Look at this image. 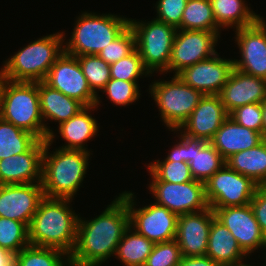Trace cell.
<instances>
[{
    "label": "cell",
    "instance_id": "obj_28",
    "mask_svg": "<svg viewBox=\"0 0 266 266\" xmlns=\"http://www.w3.org/2000/svg\"><path fill=\"white\" fill-rule=\"evenodd\" d=\"M216 23L222 28L234 29L253 25L260 19L246 5L245 0H210ZM225 26V27H224Z\"/></svg>",
    "mask_w": 266,
    "mask_h": 266
},
{
    "label": "cell",
    "instance_id": "obj_19",
    "mask_svg": "<svg viewBox=\"0 0 266 266\" xmlns=\"http://www.w3.org/2000/svg\"><path fill=\"white\" fill-rule=\"evenodd\" d=\"M214 211L209 207L195 213L178 216L175 240L182 256H206Z\"/></svg>",
    "mask_w": 266,
    "mask_h": 266
},
{
    "label": "cell",
    "instance_id": "obj_31",
    "mask_svg": "<svg viewBox=\"0 0 266 266\" xmlns=\"http://www.w3.org/2000/svg\"><path fill=\"white\" fill-rule=\"evenodd\" d=\"M38 138L0 117V159L26 152Z\"/></svg>",
    "mask_w": 266,
    "mask_h": 266
},
{
    "label": "cell",
    "instance_id": "obj_10",
    "mask_svg": "<svg viewBox=\"0 0 266 266\" xmlns=\"http://www.w3.org/2000/svg\"><path fill=\"white\" fill-rule=\"evenodd\" d=\"M204 186L213 211L250 204L258 187L252 179L234 171L226 163L204 182Z\"/></svg>",
    "mask_w": 266,
    "mask_h": 266
},
{
    "label": "cell",
    "instance_id": "obj_7",
    "mask_svg": "<svg viewBox=\"0 0 266 266\" xmlns=\"http://www.w3.org/2000/svg\"><path fill=\"white\" fill-rule=\"evenodd\" d=\"M173 76L172 80H155L149 86V92L159 108L162 122L171 130L181 127L204 96L200 91L187 85L178 75Z\"/></svg>",
    "mask_w": 266,
    "mask_h": 266
},
{
    "label": "cell",
    "instance_id": "obj_45",
    "mask_svg": "<svg viewBox=\"0 0 266 266\" xmlns=\"http://www.w3.org/2000/svg\"><path fill=\"white\" fill-rule=\"evenodd\" d=\"M16 254L0 247V266H15Z\"/></svg>",
    "mask_w": 266,
    "mask_h": 266
},
{
    "label": "cell",
    "instance_id": "obj_4",
    "mask_svg": "<svg viewBox=\"0 0 266 266\" xmlns=\"http://www.w3.org/2000/svg\"><path fill=\"white\" fill-rule=\"evenodd\" d=\"M0 117L35 135L39 140L53 143L54 132L43 122L40 110L38 82H4L0 98Z\"/></svg>",
    "mask_w": 266,
    "mask_h": 266
},
{
    "label": "cell",
    "instance_id": "obj_41",
    "mask_svg": "<svg viewBox=\"0 0 266 266\" xmlns=\"http://www.w3.org/2000/svg\"><path fill=\"white\" fill-rule=\"evenodd\" d=\"M186 3L187 0H158L155 5V19L177 28L181 24Z\"/></svg>",
    "mask_w": 266,
    "mask_h": 266
},
{
    "label": "cell",
    "instance_id": "obj_6",
    "mask_svg": "<svg viewBox=\"0 0 266 266\" xmlns=\"http://www.w3.org/2000/svg\"><path fill=\"white\" fill-rule=\"evenodd\" d=\"M76 19L69 42H64V52L72 56L98 54L130 25V18L109 13L85 11Z\"/></svg>",
    "mask_w": 266,
    "mask_h": 266
},
{
    "label": "cell",
    "instance_id": "obj_30",
    "mask_svg": "<svg viewBox=\"0 0 266 266\" xmlns=\"http://www.w3.org/2000/svg\"><path fill=\"white\" fill-rule=\"evenodd\" d=\"M221 27L216 23L210 0H187L177 29L211 31L220 36Z\"/></svg>",
    "mask_w": 266,
    "mask_h": 266
},
{
    "label": "cell",
    "instance_id": "obj_38",
    "mask_svg": "<svg viewBox=\"0 0 266 266\" xmlns=\"http://www.w3.org/2000/svg\"><path fill=\"white\" fill-rule=\"evenodd\" d=\"M137 83L111 78L101 92L106 93L111 102L122 107L139 99L141 94Z\"/></svg>",
    "mask_w": 266,
    "mask_h": 266
},
{
    "label": "cell",
    "instance_id": "obj_21",
    "mask_svg": "<svg viewBox=\"0 0 266 266\" xmlns=\"http://www.w3.org/2000/svg\"><path fill=\"white\" fill-rule=\"evenodd\" d=\"M219 96L228 114L246 104L262 103L266 99V79L233 68Z\"/></svg>",
    "mask_w": 266,
    "mask_h": 266
},
{
    "label": "cell",
    "instance_id": "obj_36",
    "mask_svg": "<svg viewBox=\"0 0 266 266\" xmlns=\"http://www.w3.org/2000/svg\"><path fill=\"white\" fill-rule=\"evenodd\" d=\"M112 79L125 81H139V77L149 75L150 72L144 67L142 58L137 49L119 61L110 64Z\"/></svg>",
    "mask_w": 266,
    "mask_h": 266
},
{
    "label": "cell",
    "instance_id": "obj_8",
    "mask_svg": "<svg viewBox=\"0 0 266 266\" xmlns=\"http://www.w3.org/2000/svg\"><path fill=\"white\" fill-rule=\"evenodd\" d=\"M130 26L136 37L138 50L144 67L153 74L154 71L169 72V61L177 28L152 19L145 22L130 19Z\"/></svg>",
    "mask_w": 266,
    "mask_h": 266
},
{
    "label": "cell",
    "instance_id": "obj_42",
    "mask_svg": "<svg viewBox=\"0 0 266 266\" xmlns=\"http://www.w3.org/2000/svg\"><path fill=\"white\" fill-rule=\"evenodd\" d=\"M250 206L266 238V185H258Z\"/></svg>",
    "mask_w": 266,
    "mask_h": 266
},
{
    "label": "cell",
    "instance_id": "obj_34",
    "mask_svg": "<svg viewBox=\"0 0 266 266\" xmlns=\"http://www.w3.org/2000/svg\"><path fill=\"white\" fill-rule=\"evenodd\" d=\"M29 245V230L25 223L0 217V247L18 254Z\"/></svg>",
    "mask_w": 266,
    "mask_h": 266
},
{
    "label": "cell",
    "instance_id": "obj_25",
    "mask_svg": "<svg viewBox=\"0 0 266 266\" xmlns=\"http://www.w3.org/2000/svg\"><path fill=\"white\" fill-rule=\"evenodd\" d=\"M96 108H98L96 105L85 106L75 116L59 124L58 132L65 143L67 142L59 148L89 152L84 143L95 137L99 131V124L89 114L92 109L94 111Z\"/></svg>",
    "mask_w": 266,
    "mask_h": 266
},
{
    "label": "cell",
    "instance_id": "obj_1",
    "mask_svg": "<svg viewBox=\"0 0 266 266\" xmlns=\"http://www.w3.org/2000/svg\"><path fill=\"white\" fill-rule=\"evenodd\" d=\"M128 227L129 212L126 202L120 196H116L94 219L82 220L79 216L77 241L69 256L70 266H100L111 255L115 256Z\"/></svg>",
    "mask_w": 266,
    "mask_h": 266
},
{
    "label": "cell",
    "instance_id": "obj_48",
    "mask_svg": "<svg viewBox=\"0 0 266 266\" xmlns=\"http://www.w3.org/2000/svg\"><path fill=\"white\" fill-rule=\"evenodd\" d=\"M233 266H252V265H250V263L249 264H245L244 262L243 263L240 262V263H237V264H235Z\"/></svg>",
    "mask_w": 266,
    "mask_h": 266
},
{
    "label": "cell",
    "instance_id": "obj_26",
    "mask_svg": "<svg viewBox=\"0 0 266 266\" xmlns=\"http://www.w3.org/2000/svg\"><path fill=\"white\" fill-rule=\"evenodd\" d=\"M38 93L44 122L50 119L60 124L75 116L85 107L81 102L49 87L43 81L38 82Z\"/></svg>",
    "mask_w": 266,
    "mask_h": 266
},
{
    "label": "cell",
    "instance_id": "obj_27",
    "mask_svg": "<svg viewBox=\"0 0 266 266\" xmlns=\"http://www.w3.org/2000/svg\"><path fill=\"white\" fill-rule=\"evenodd\" d=\"M225 163L257 185H266V138L253 148L233 154Z\"/></svg>",
    "mask_w": 266,
    "mask_h": 266
},
{
    "label": "cell",
    "instance_id": "obj_46",
    "mask_svg": "<svg viewBox=\"0 0 266 266\" xmlns=\"http://www.w3.org/2000/svg\"><path fill=\"white\" fill-rule=\"evenodd\" d=\"M263 136L266 138V99L262 102Z\"/></svg>",
    "mask_w": 266,
    "mask_h": 266
},
{
    "label": "cell",
    "instance_id": "obj_11",
    "mask_svg": "<svg viewBox=\"0 0 266 266\" xmlns=\"http://www.w3.org/2000/svg\"><path fill=\"white\" fill-rule=\"evenodd\" d=\"M43 82L84 106L100 105V97L91 90L77 57L64 51L51 66Z\"/></svg>",
    "mask_w": 266,
    "mask_h": 266
},
{
    "label": "cell",
    "instance_id": "obj_14",
    "mask_svg": "<svg viewBox=\"0 0 266 266\" xmlns=\"http://www.w3.org/2000/svg\"><path fill=\"white\" fill-rule=\"evenodd\" d=\"M235 41L242 59H234V68L247 75L266 79V22L260 19L253 25L235 30Z\"/></svg>",
    "mask_w": 266,
    "mask_h": 266
},
{
    "label": "cell",
    "instance_id": "obj_44",
    "mask_svg": "<svg viewBox=\"0 0 266 266\" xmlns=\"http://www.w3.org/2000/svg\"><path fill=\"white\" fill-rule=\"evenodd\" d=\"M180 140L177 144H175L171 151L168 153L165 158L167 161H182L184 162V134L180 132Z\"/></svg>",
    "mask_w": 266,
    "mask_h": 266
},
{
    "label": "cell",
    "instance_id": "obj_18",
    "mask_svg": "<svg viewBox=\"0 0 266 266\" xmlns=\"http://www.w3.org/2000/svg\"><path fill=\"white\" fill-rule=\"evenodd\" d=\"M228 117L219 95H204L181 127L172 131L210 142Z\"/></svg>",
    "mask_w": 266,
    "mask_h": 266
},
{
    "label": "cell",
    "instance_id": "obj_2",
    "mask_svg": "<svg viewBox=\"0 0 266 266\" xmlns=\"http://www.w3.org/2000/svg\"><path fill=\"white\" fill-rule=\"evenodd\" d=\"M69 198L44 197L33 215L29 230L32 246L55 248L71 255L77 241L79 216L70 208Z\"/></svg>",
    "mask_w": 266,
    "mask_h": 266
},
{
    "label": "cell",
    "instance_id": "obj_32",
    "mask_svg": "<svg viewBox=\"0 0 266 266\" xmlns=\"http://www.w3.org/2000/svg\"><path fill=\"white\" fill-rule=\"evenodd\" d=\"M69 259L61 250L29 245L16 254L15 266H70Z\"/></svg>",
    "mask_w": 266,
    "mask_h": 266
},
{
    "label": "cell",
    "instance_id": "obj_40",
    "mask_svg": "<svg viewBox=\"0 0 266 266\" xmlns=\"http://www.w3.org/2000/svg\"><path fill=\"white\" fill-rule=\"evenodd\" d=\"M229 117L243 127L263 135L262 103H251L233 110Z\"/></svg>",
    "mask_w": 266,
    "mask_h": 266
},
{
    "label": "cell",
    "instance_id": "obj_29",
    "mask_svg": "<svg viewBox=\"0 0 266 266\" xmlns=\"http://www.w3.org/2000/svg\"><path fill=\"white\" fill-rule=\"evenodd\" d=\"M155 243L128 227L118 246L115 256L124 266H144Z\"/></svg>",
    "mask_w": 266,
    "mask_h": 266
},
{
    "label": "cell",
    "instance_id": "obj_22",
    "mask_svg": "<svg viewBox=\"0 0 266 266\" xmlns=\"http://www.w3.org/2000/svg\"><path fill=\"white\" fill-rule=\"evenodd\" d=\"M264 139L261 133L243 127L228 117L214 134L210 143L226 161L233 154L253 148Z\"/></svg>",
    "mask_w": 266,
    "mask_h": 266
},
{
    "label": "cell",
    "instance_id": "obj_20",
    "mask_svg": "<svg viewBox=\"0 0 266 266\" xmlns=\"http://www.w3.org/2000/svg\"><path fill=\"white\" fill-rule=\"evenodd\" d=\"M44 149L38 139L26 152L0 159V185L41 182Z\"/></svg>",
    "mask_w": 266,
    "mask_h": 266
},
{
    "label": "cell",
    "instance_id": "obj_3",
    "mask_svg": "<svg viewBox=\"0 0 266 266\" xmlns=\"http://www.w3.org/2000/svg\"><path fill=\"white\" fill-rule=\"evenodd\" d=\"M45 141L42 158V188L45 197L73 199L80 189L88 167L90 152L82 150L55 149Z\"/></svg>",
    "mask_w": 266,
    "mask_h": 266
},
{
    "label": "cell",
    "instance_id": "obj_37",
    "mask_svg": "<svg viewBox=\"0 0 266 266\" xmlns=\"http://www.w3.org/2000/svg\"><path fill=\"white\" fill-rule=\"evenodd\" d=\"M136 49V37L129 25L116 39L107 47L103 48L97 55L107 64H112L131 54Z\"/></svg>",
    "mask_w": 266,
    "mask_h": 266
},
{
    "label": "cell",
    "instance_id": "obj_17",
    "mask_svg": "<svg viewBox=\"0 0 266 266\" xmlns=\"http://www.w3.org/2000/svg\"><path fill=\"white\" fill-rule=\"evenodd\" d=\"M233 68L232 59L221 58L216 53L209 59L184 68L177 75L203 95H219Z\"/></svg>",
    "mask_w": 266,
    "mask_h": 266
},
{
    "label": "cell",
    "instance_id": "obj_39",
    "mask_svg": "<svg viewBox=\"0 0 266 266\" xmlns=\"http://www.w3.org/2000/svg\"><path fill=\"white\" fill-rule=\"evenodd\" d=\"M182 253L178 242L171 241L155 243L152 253L148 256L144 266H173L179 265Z\"/></svg>",
    "mask_w": 266,
    "mask_h": 266
},
{
    "label": "cell",
    "instance_id": "obj_9",
    "mask_svg": "<svg viewBox=\"0 0 266 266\" xmlns=\"http://www.w3.org/2000/svg\"><path fill=\"white\" fill-rule=\"evenodd\" d=\"M119 196L126 202L129 212V226L154 243L175 239L178 215L155 202L142 208H136L134 193L125 191ZM135 207V208H134Z\"/></svg>",
    "mask_w": 266,
    "mask_h": 266
},
{
    "label": "cell",
    "instance_id": "obj_12",
    "mask_svg": "<svg viewBox=\"0 0 266 266\" xmlns=\"http://www.w3.org/2000/svg\"><path fill=\"white\" fill-rule=\"evenodd\" d=\"M156 204L176 215L200 212L208 209L204 182L193 180L186 183L152 181L149 184Z\"/></svg>",
    "mask_w": 266,
    "mask_h": 266
},
{
    "label": "cell",
    "instance_id": "obj_33",
    "mask_svg": "<svg viewBox=\"0 0 266 266\" xmlns=\"http://www.w3.org/2000/svg\"><path fill=\"white\" fill-rule=\"evenodd\" d=\"M152 181H164L169 183H186L193 181L189 163L182 161L156 160L147 166Z\"/></svg>",
    "mask_w": 266,
    "mask_h": 266
},
{
    "label": "cell",
    "instance_id": "obj_43",
    "mask_svg": "<svg viewBox=\"0 0 266 266\" xmlns=\"http://www.w3.org/2000/svg\"><path fill=\"white\" fill-rule=\"evenodd\" d=\"M179 266H221L207 256H182Z\"/></svg>",
    "mask_w": 266,
    "mask_h": 266
},
{
    "label": "cell",
    "instance_id": "obj_15",
    "mask_svg": "<svg viewBox=\"0 0 266 266\" xmlns=\"http://www.w3.org/2000/svg\"><path fill=\"white\" fill-rule=\"evenodd\" d=\"M215 217L222 222L237 240L241 249L249 255L258 248L266 249V238L255 219L250 204L217 208Z\"/></svg>",
    "mask_w": 266,
    "mask_h": 266
},
{
    "label": "cell",
    "instance_id": "obj_16",
    "mask_svg": "<svg viewBox=\"0 0 266 266\" xmlns=\"http://www.w3.org/2000/svg\"><path fill=\"white\" fill-rule=\"evenodd\" d=\"M44 197L41 182L0 185V217L17 220L29 227Z\"/></svg>",
    "mask_w": 266,
    "mask_h": 266
},
{
    "label": "cell",
    "instance_id": "obj_5",
    "mask_svg": "<svg viewBox=\"0 0 266 266\" xmlns=\"http://www.w3.org/2000/svg\"><path fill=\"white\" fill-rule=\"evenodd\" d=\"M65 32L43 36L23 47L3 68L6 80L13 82H42L51 66L64 51ZM64 38V39H63Z\"/></svg>",
    "mask_w": 266,
    "mask_h": 266
},
{
    "label": "cell",
    "instance_id": "obj_23",
    "mask_svg": "<svg viewBox=\"0 0 266 266\" xmlns=\"http://www.w3.org/2000/svg\"><path fill=\"white\" fill-rule=\"evenodd\" d=\"M184 162L189 163L194 180L206 182L225 160L210 142L184 135Z\"/></svg>",
    "mask_w": 266,
    "mask_h": 266
},
{
    "label": "cell",
    "instance_id": "obj_47",
    "mask_svg": "<svg viewBox=\"0 0 266 266\" xmlns=\"http://www.w3.org/2000/svg\"><path fill=\"white\" fill-rule=\"evenodd\" d=\"M5 81H6V76L4 73V68H2L0 71V98H1V92H2V88H3Z\"/></svg>",
    "mask_w": 266,
    "mask_h": 266
},
{
    "label": "cell",
    "instance_id": "obj_13",
    "mask_svg": "<svg viewBox=\"0 0 266 266\" xmlns=\"http://www.w3.org/2000/svg\"><path fill=\"white\" fill-rule=\"evenodd\" d=\"M220 36L216 32L177 29L171 57L169 72L177 75L184 68L211 58L217 53L216 43Z\"/></svg>",
    "mask_w": 266,
    "mask_h": 266
},
{
    "label": "cell",
    "instance_id": "obj_35",
    "mask_svg": "<svg viewBox=\"0 0 266 266\" xmlns=\"http://www.w3.org/2000/svg\"><path fill=\"white\" fill-rule=\"evenodd\" d=\"M91 90L98 95L111 79L110 65L97 54L76 56Z\"/></svg>",
    "mask_w": 266,
    "mask_h": 266
},
{
    "label": "cell",
    "instance_id": "obj_24",
    "mask_svg": "<svg viewBox=\"0 0 266 266\" xmlns=\"http://www.w3.org/2000/svg\"><path fill=\"white\" fill-rule=\"evenodd\" d=\"M207 257L221 266H233L248 255L241 249L227 227L216 217L213 218L207 246Z\"/></svg>",
    "mask_w": 266,
    "mask_h": 266
}]
</instances>
